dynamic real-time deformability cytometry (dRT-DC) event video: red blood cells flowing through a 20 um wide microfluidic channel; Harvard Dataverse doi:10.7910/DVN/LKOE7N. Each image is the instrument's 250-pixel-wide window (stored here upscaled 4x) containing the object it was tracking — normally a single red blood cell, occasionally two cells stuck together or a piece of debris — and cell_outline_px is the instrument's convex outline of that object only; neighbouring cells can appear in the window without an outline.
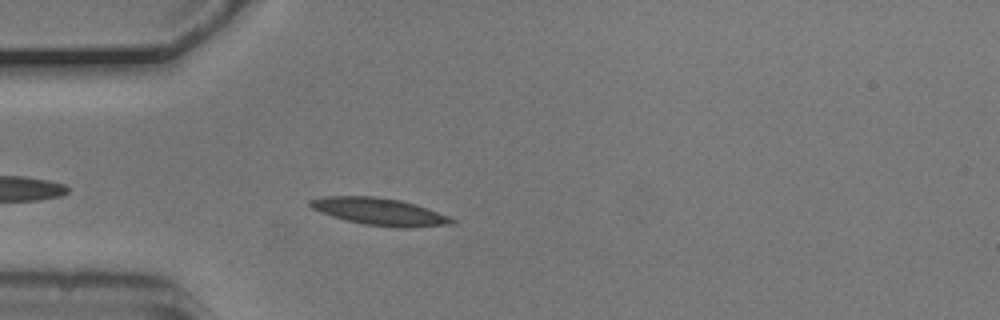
{"species": "common noctule bat (a hibernating species)", "species_latin": "Nyctalus noctula", "temperature_condition": "cold", "stored_images_in_passage": 3, "camera_frame_rate_fps": 3000, "um_per_image_px": 0.085, "animal": {"sex": "male", "body_mass_g": 20.5, "forearm_length_mm": 52.5}, "frame": {"image": 1, "passage_image": 3, "time_ms": 0.667, "image_size_px": [1000, 320], "cell_outline_px": [[456, 224], [408, 228], [396, 228], [364, 224], [332, 216], [320, 212], [312, 208], [308, 204], [308, 200], [324, 196], [376, 196], [400, 200], [416, 204], [428, 208], [448, 216], [456, 220]], "centroid_in_image_um": [32.29, 17.99], "position_along_channel_um": 52.7, "area_um2": 22.6}}